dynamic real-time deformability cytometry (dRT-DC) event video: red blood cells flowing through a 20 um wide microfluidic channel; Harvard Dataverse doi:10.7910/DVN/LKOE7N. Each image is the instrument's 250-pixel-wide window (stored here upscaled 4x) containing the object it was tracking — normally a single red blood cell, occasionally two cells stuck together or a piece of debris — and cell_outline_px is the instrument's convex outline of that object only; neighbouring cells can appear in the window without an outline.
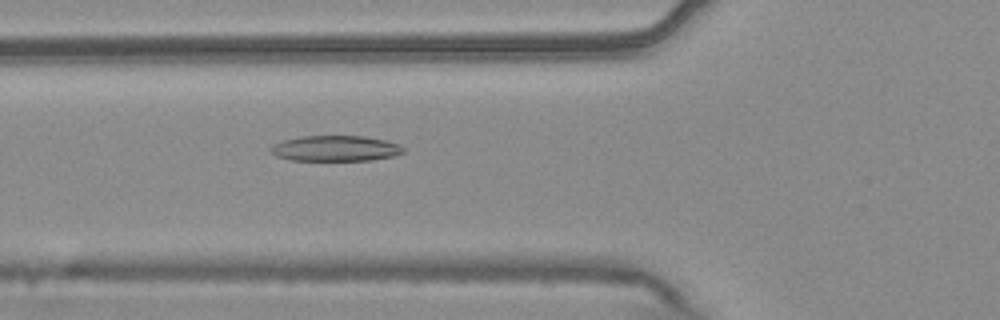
{"species": "common noctule bat (a hibernating species)", "species_latin": "Nyctalus noctula", "temperature_condition": "warm", "stored_images_in_passage": 54, "camera_frame_rate_fps": 3000, "um_per_image_px": 0.085, "animal": {"sex": "male", "body_mass_g": 20.4}, "frame": {"image": 1, "passage_image": 20, "time_ms": 6.333, "image_size_px": [1000, 320], "cell_outline_px": [[404, 152], [392, 156], [372, 160], [292, 160], [276, 156], [268, 148], [272, 144], [284, 140], [300, 136], [364, 136], [384, 140], [400, 144], [404, 148]], "centroid_in_image_um": [28.5, 12.61], "position_along_channel_um": 97.3, "area_um2": 19.77}}
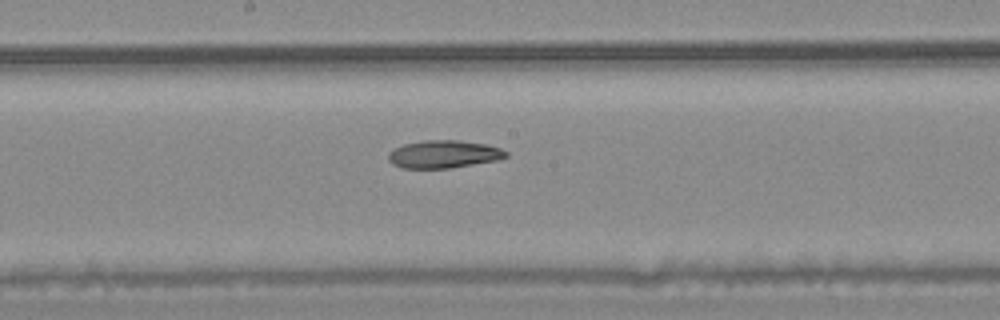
{"frame": {"image": 2, "passage_image": 29, "time_ms": 9.333, "image_size_px": [1000, 320], "cell_outline_px": [[508, 156], [500, 160], [452, 168], [400, 168], [392, 164], [388, 160], [388, 152], [404, 144], [424, 140], [460, 140], [484, 144], [500, 148], [508, 152]], "centroid_in_image_um": [37.73, 13.11], "position_along_channel_um": 210.5, "area_um2": 19.19}}
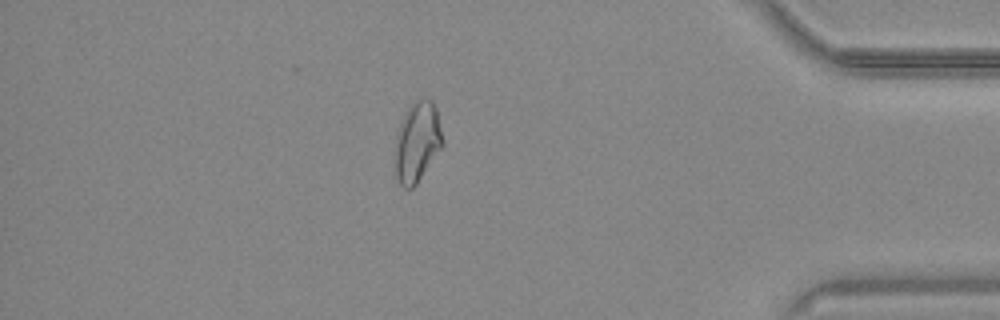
{"frame": {"image": 3, "passage_image": 47, "time_ms": 15.333, "image_size_px": [1000, 320], "cell_outline_px": [[444, 144], [416, 184], [412, 188], [404, 188], [400, 184], [396, 176], [396, 132], [408, 108], [416, 100], [424, 96], [432, 100], [436, 108]], "centroid_in_image_um": [35.48, 12.04], "position_along_channel_um": 399.7, "area_um2": 21.96}}